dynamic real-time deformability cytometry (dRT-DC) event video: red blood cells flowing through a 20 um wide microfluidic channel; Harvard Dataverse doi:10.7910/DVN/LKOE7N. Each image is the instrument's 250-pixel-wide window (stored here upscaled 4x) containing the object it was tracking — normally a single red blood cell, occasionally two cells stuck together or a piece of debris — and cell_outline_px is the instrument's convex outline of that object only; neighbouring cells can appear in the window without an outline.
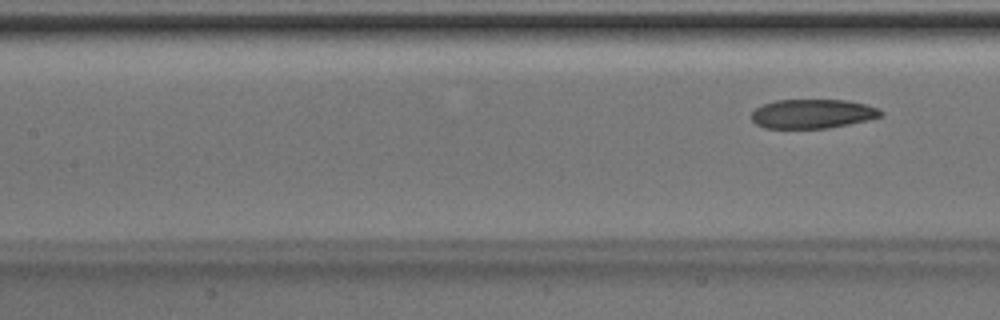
{"species": "Egyptian fruit bat (a non-hibernating species)", "species_latin": "Rousettus aegyptiacus", "temperature_condition": "room temperature", "stored_images_in_passage": 7, "camera_frame_rate_fps": 3000, "um_per_image_px": 0.085, "animal": {"sex": "male"}, "frame": {"image": 1, "passage_image": 7, "time_ms": 2.0, "image_size_px": [1000, 320], "cell_outline_px": [[884, 112], [880, 116], [868, 120], [828, 128], [764, 128], [756, 124], [752, 120], [752, 112], [756, 108], [764, 104], [776, 100], [848, 100], [880, 108]], "centroid_in_image_um": [69.07, 9.67], "position_along_channel_um": 138.3, "area_um2": 21.96}}